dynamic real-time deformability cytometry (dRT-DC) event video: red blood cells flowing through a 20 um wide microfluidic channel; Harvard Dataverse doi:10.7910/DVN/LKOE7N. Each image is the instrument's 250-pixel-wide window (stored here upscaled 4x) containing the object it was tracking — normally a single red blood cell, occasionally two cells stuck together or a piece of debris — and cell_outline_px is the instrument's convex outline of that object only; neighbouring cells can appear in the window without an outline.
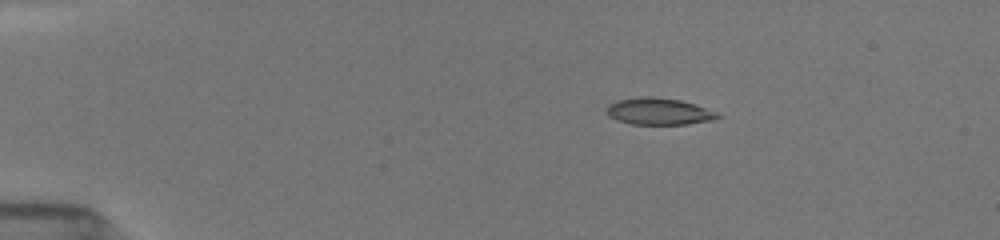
{"species": "common noctule bat (a hibernating species)", "species_latin": "Nyctalus noctula", "temperature_condition": "room temperature", "stored_images_in_passage": 10, "camera_frame_rate_fps": 3000, "um_per_image_px": 0.085, "animal": {"sex": "female", "body_mass_g": 19.5, "forearm_length_mm": 54.1}, "frame": {"image": 1, "passage_image": 5, "time_ms": 3.0, "image_size_px": [1000, 240], "cell_outline_px": [[724, 116], [712, 120], [688, 124], [632, 124], [608, 116], [604, 108], [608, 104], [616, 100], [640, 96], [652, 96], [680, 100], [716, 112]], "centroid_in_image_um": [55.96, 9.46], "position_along_channel_um": 29.0, "area_um2": 17.34}}
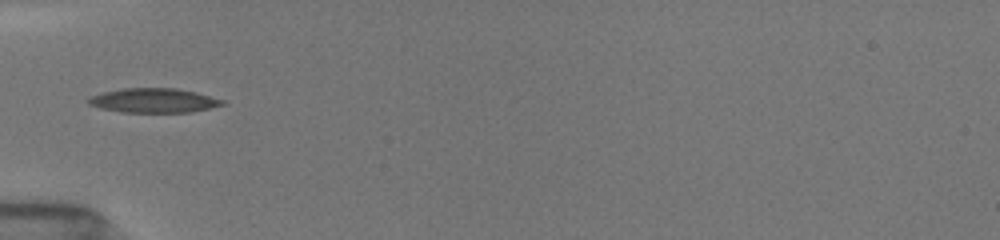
{"frame": {"image": 2, "passage_image": 9, "time_ms": 6.0, "image_size_px": [1000, 240], "cell_outline_px": [[224, 104], [208, 108], [188, 112], [124, 112], [100, 108], [88, 104], [88, 100], [92, 96], [104, 92], [124, 88], [176, 88], [196, 92], [224, 100]], "centroid_in_image_um": [13.06, 8.53], "position_along_channel_um": 71.9, "area_um2": 18.73}}